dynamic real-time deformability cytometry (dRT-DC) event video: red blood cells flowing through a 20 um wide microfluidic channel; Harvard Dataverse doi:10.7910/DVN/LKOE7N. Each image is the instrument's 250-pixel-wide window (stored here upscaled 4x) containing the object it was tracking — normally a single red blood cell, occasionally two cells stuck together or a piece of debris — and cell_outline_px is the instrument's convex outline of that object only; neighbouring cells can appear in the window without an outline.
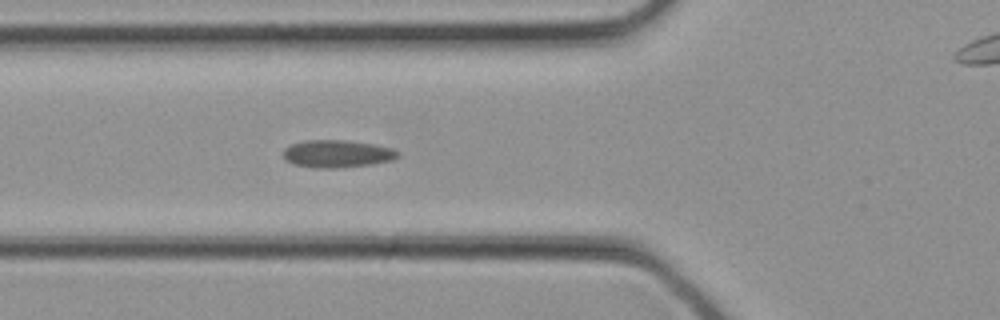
{"species": "common noctule bat (a hibernating species)", "species_latin": "Nyctalus noctula", "temperature_condition": "cold", "stored_images_in_passage": 30, "segment_of_instrument_passage": [1, 2], "camera_frame_rate_fps": 3000, "um_per_image_px": 0.085, "animal": {"sex": "female", "body_mass_g": 21.9}, "frame": {"image": 1, "passage_image": 8, "time_ms": 2.333, "image_size_px": [1000, 320], "cell_outline_px": [[400, 156], [392, 160], [372, 164], [336, 168], [312, 168], [292, 164], [284, 160], [284, 148], [292, 144], [304, 140], [344, 140], [372, 144], [392, 148], [400, 152]], "centroid_in_image_um": [28.64, 13.08], "position_along_channel_um": 97.2, "area_um2": 18.5}}
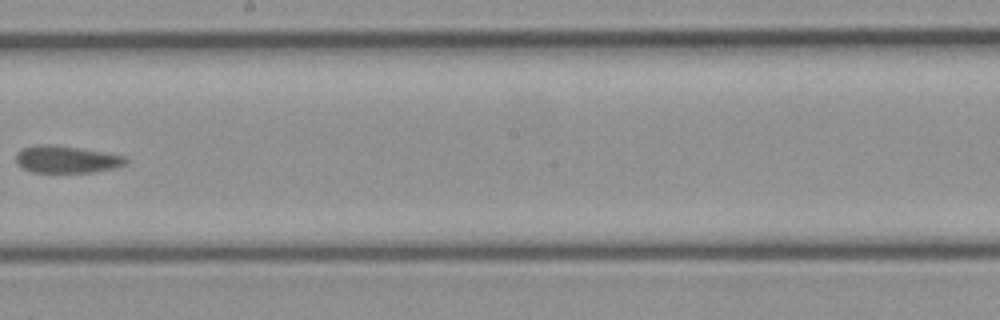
{"frame": {"image": 2, "passage_image": 15, "time_ms": 4.667, "image_size_px": [1000, 320], "cell_outline_px": [[128, 160], [124, 164], [112, 168], [92, 172], [32, 172], [16, 164], [16, 152], [24, 148], [36, 144], [52, 144], [80, 148], [104, 152], [124, 156]], "centroid_in_image_um": [5.6, 13.53], "position_along_channel_um": 242.6, "area_um2": 17.28}}
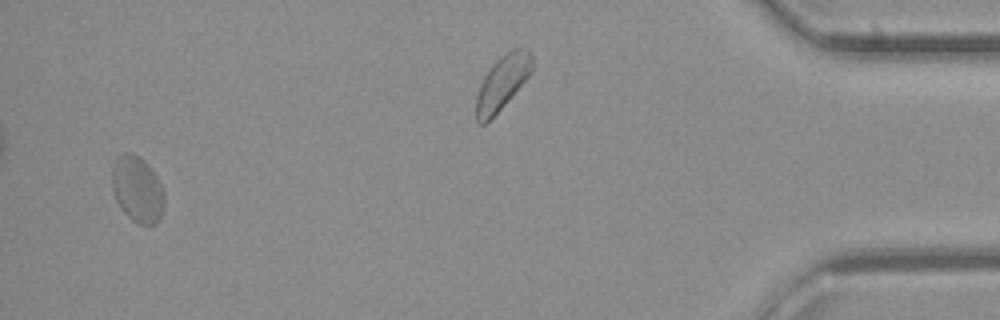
{"frame": {"image": 3, "passage_image": 28, "time_ms": 9.0, "image_size_px": [1000, 320], "cell_outline_px": [[164, 204], [160, 220], [156, 224], [148, 228], [136, 224], [120, 208], [112, 192], [112, 168], [116, 156], [124, 152], [132, 152], [140, 156], [148, 164], [156, 176], [164, 192]], "centroid_in_image_um": [11.67, 16.12], "position_along_channel_um": 423.5, "area_um2": 20.75}}